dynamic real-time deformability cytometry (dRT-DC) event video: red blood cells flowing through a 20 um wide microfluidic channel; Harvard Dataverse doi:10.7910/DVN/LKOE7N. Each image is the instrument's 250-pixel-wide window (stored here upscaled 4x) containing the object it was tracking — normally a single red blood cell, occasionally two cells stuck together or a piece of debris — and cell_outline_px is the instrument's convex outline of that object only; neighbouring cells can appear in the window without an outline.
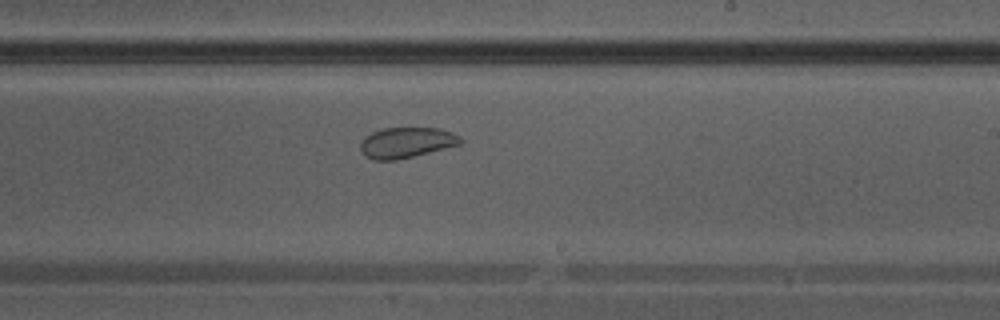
{"species": "Egyptian fruit bat (a non-hibernating species)", "species_latin": "Rousettus aegyptiacus", "temperature_condition": "warm", "stored_images_in_passage": 22, "camera_frame_rate_fps": 3000, "um_per_image_px": 0.085, "animal": {"sex": "male"}, "frame": {"image": 1, "passage_image": 13, "time_ms": 4.0, "image_size_px": [1000, 320], "cell_outline_px": [[464, 140], [460, 144], [396, 160], [372, 160], [364, 156], [360, 148], [360, 144], [364, 136], [372, 132], [384, 128], [440, 128], [452, 132], [460, 136]], "centroid_in_image_um": [34.52, 12.11], "position_along_channel_um": 254.5, "area_um2": 17.8}}